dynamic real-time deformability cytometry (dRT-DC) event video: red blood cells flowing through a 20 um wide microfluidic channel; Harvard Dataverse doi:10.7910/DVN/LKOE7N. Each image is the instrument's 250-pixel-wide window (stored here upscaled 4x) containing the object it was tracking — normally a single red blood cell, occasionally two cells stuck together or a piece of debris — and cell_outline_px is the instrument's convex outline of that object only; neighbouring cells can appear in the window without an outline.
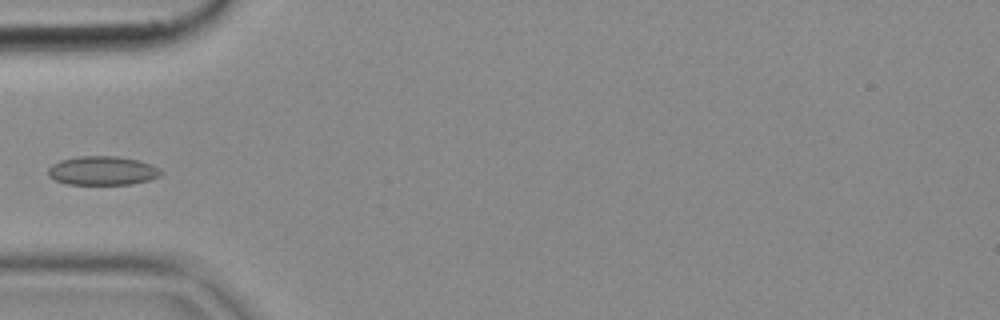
{"species": "common noctule bat (a hibernating species)", "species_latin": "Nyctalus noctula", "temperature_condition": "cold", "stored_images_in_passage": 5, "camera_frame_rate_fps": 3000, "um_per_image_px": 0.085, "animal": {"sex": "female", "body_mass_g": 18.4}, "frame": {"image": 1, "passage_image": 4, "time_ms": 1.0, "image_size_px": [1000, 320], "cell_outline_px": [[164, 172], [160, 176], [148, 180], [132, 184], [68, 184], [56, 180], [48, 176], [48, 168], [52, 164], [60, 160], [76, 156], [116, 156], [140, 160], [152, 164], [160, 168]], "centroid_in_image_um": [8.74, 14.5], "position_along_channel_um": 76.3, "area_um2": 19.19}}
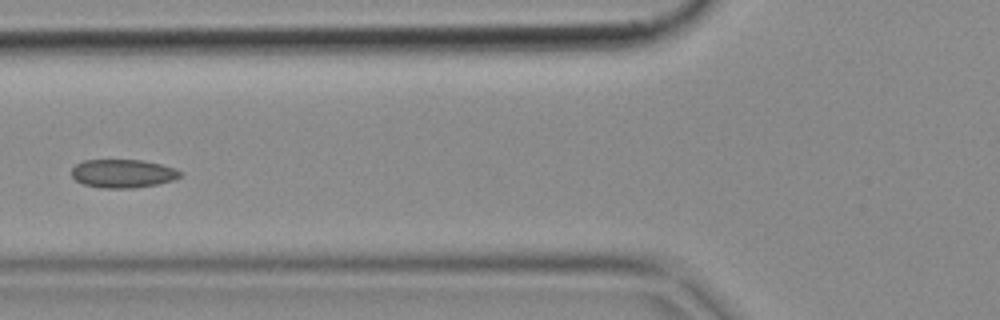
{"frame": {"image": 2, "passage_image": 5, "time_ms": 1.333, "image_size_px": [1000, 320], "cell_outline_px": [[184, 176], [176, 180], [136, 188], [100, 188], [84, 184], [76, 180], [72, 176], [72, 168], [76, 164], [84, 160], [140, 160], [160, 164], [176, 168], [184, 172]], "centroid_in_image_um": [10.51, 14.75], "position_along_channel_um": 115.3, "area_um2": 18.21}}